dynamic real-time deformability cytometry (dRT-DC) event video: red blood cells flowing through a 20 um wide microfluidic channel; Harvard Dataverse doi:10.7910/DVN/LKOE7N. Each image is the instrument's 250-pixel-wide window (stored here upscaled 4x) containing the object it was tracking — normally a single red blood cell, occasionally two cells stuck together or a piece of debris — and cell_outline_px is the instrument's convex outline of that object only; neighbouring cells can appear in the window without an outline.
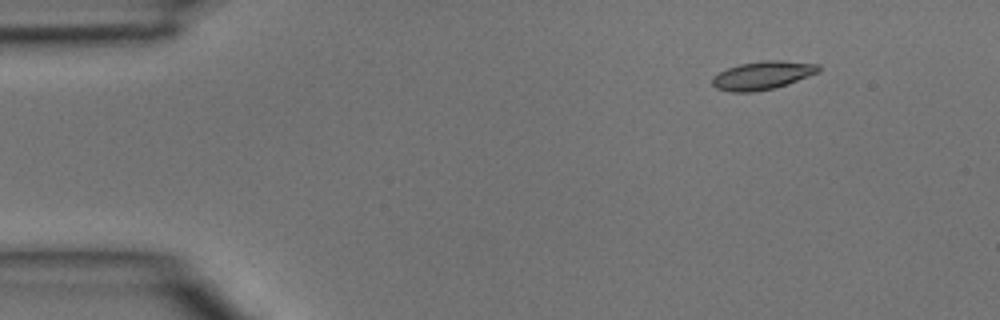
{"species": "common noctule bat (a hibernating species)", "species_latin": "Nyctalus noctula", "temperature_condition": "room temperature", "stored_images_in_passage": 4, "camera_frame_rate_fps": 3000, "um_per_image_px": 0.085, "animal": {"sex": "male", "body_mass_g": 15.6}, "frame": {"image": 1, "passage_image": 2, "time_ms": 0.333, "image_size_px": [1000, 320], "cell_outline_px": [[820, 72], [772, 88], [752, 92], [732, 92], [716, 88], [712, 84], [712, 76], [728, 68], [740, 64], [764, 60], [780, 60], [820, 64]], "centroid_in_image_um": [64.8, 6.39], "position_along_channel_um": 20.2, "area_um2": 17.28}}
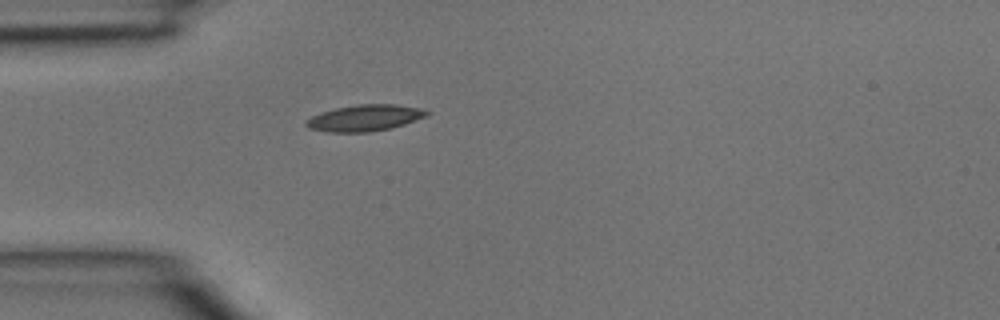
{"frame": {"image": 2, "passage_image": 4, "time_ms": 1.0, "image_size_px": [1000, 320], "cell_outline_px": [[432, 112], [428, 116], [392, 128], [368, 132], [328, 132], [308, 128], [304, 124], [304, 120], [312, 116], [336, 108], [356, 104], [396, 104], [416, 108]], "centroid_in_image_um": [31.0, 10.03], "position_along_channel_um": 54.0, "area_um2": 18.5}}